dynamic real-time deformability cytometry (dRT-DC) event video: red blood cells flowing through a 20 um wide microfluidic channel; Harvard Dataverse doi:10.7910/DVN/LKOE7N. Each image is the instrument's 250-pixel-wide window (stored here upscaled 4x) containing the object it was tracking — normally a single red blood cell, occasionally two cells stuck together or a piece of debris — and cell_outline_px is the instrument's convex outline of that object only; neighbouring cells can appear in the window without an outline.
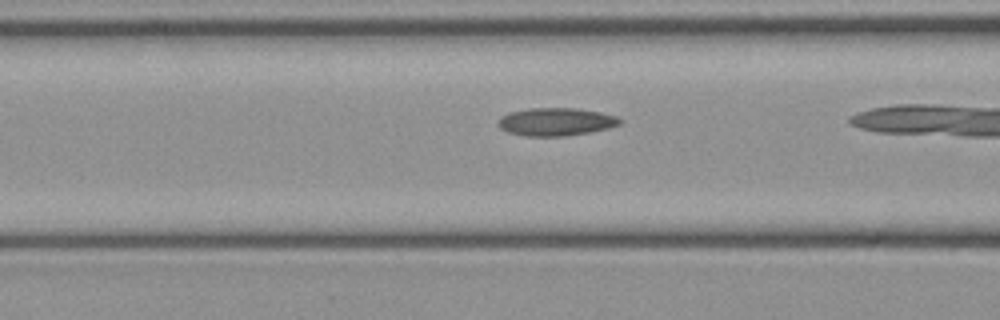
{"species": "common noctule bat (a hibernating species)", "species_latin": "Nyctalus noctula", "temperature_condition": "cold", "stored_images_in_passage": 18, "camera_frame_rate_fps": 3000, "um_per_image_px": 0.085, "animal": {"sex": "female", "body_mass_g": 21.9}, "frame": {"image": 1, "passage_image": 16, "time_ms": 5.0, "image_size_px": [1000, 320], "cell_outline_px": [[624, 120], [620, 124], [608, 128], [588, 132], [564, 136], [524, 136], [508, 132], [500, 128], [496, 124], [500, 116], [508, 112], [528, 108], [576, 108], [600, 112], [616, 116]], "centroid_in_image_um": [47.21, 10.34], "position_along_channel_um": 119.4, "area_um2": 19.94}}